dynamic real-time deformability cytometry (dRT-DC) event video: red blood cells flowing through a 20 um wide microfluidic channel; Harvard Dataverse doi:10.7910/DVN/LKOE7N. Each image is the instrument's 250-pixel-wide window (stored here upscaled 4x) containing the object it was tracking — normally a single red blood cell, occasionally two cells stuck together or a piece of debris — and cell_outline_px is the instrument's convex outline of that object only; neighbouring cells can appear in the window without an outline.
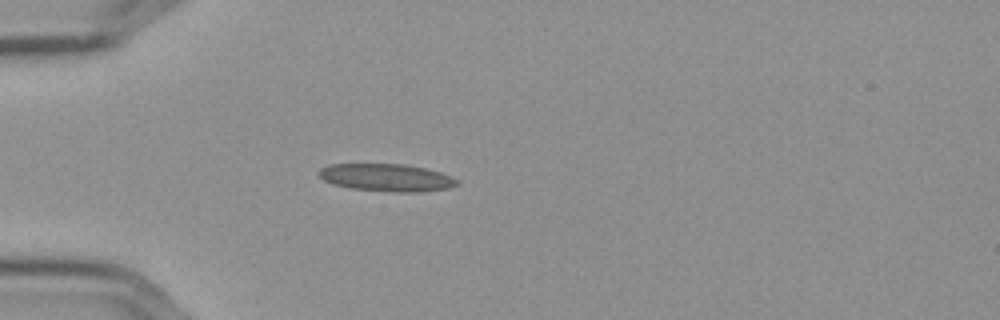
{"species": "Egyptian fruit bat (a non-hibernating species)", "species_latin": "Rousettus aegyptiacus", "temperature_condition": "cold", "stored_images_in_passage": 4, "camera_frame_rate_fps": 3000, "um_per_image_px": 0.085, "frame": {"image": 1, "passage_image": 4, "time_ms": 1.0, "image_size_px": [1000, 320], "cell_outline_px": [[460, 184], [448, 188], [420, 192], [396, 192], [352, 188], [332, 184], [324, 180], [320, 176], [320, 168], [328, 164], [404, 164], [424, 168], [440, 172], [460, 180]], "centroid_in_image_um": [32.89, 15.09], "position_along_channel_um": 52.1, "area_um2": 22.08}}